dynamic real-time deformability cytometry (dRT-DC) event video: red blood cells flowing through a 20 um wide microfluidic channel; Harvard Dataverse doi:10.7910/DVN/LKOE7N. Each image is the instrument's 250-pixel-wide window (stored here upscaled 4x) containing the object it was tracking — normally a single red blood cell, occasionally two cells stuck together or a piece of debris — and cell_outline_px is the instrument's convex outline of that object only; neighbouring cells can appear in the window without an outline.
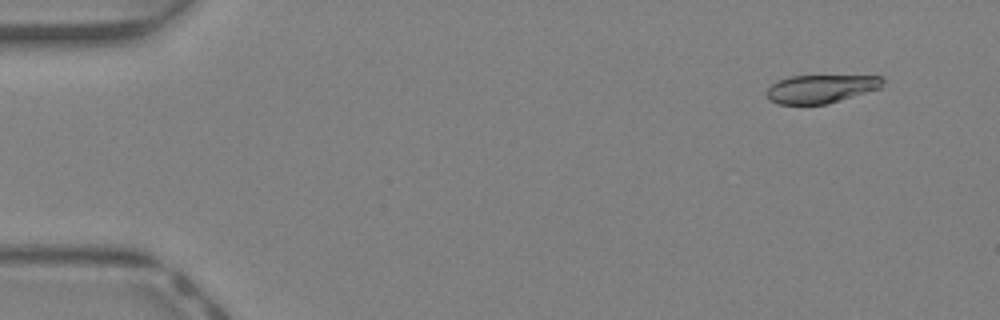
{"species": "Egyptian fruit bat (a non-hibernating species)", "species_latin": "Rousettus aegyptiacus", "temperature_condition": "warm", "stored_images_in_passage": 17, "camera_frame_rate_fps": 3000, "um_per_image_px": 0.085, "animal": {"sex": "female"}, "frame": {"image": 1, "passage_image": 1, "time_ms": 0.0, "image_size_px": [1000, 320], "cell_outline_px": [[884, 80], [880, 88], [840, 100], [824, 104], [776, 104], [768, 96], [768, 88], [776, 80], [788, 76], [880, 76]], "centroid_in_image_um": [69.75, 7.54], "position_along_channel_um": 15.2, "area_um2": 18.84}}
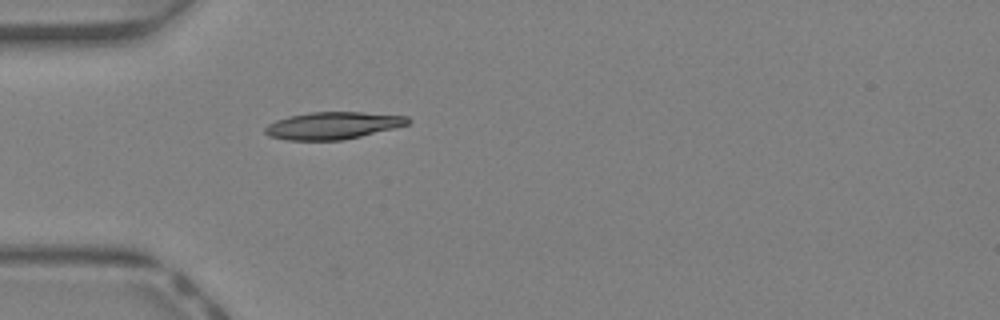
{"frame": {"image": 2, "passage_image": 11, "time_ms": 3.333, "image_size_px": [1000, 320], "cell_outline_px": [[412, 120], [408, 124], [344, 140], [288, 140], [268, 136], [264, 132], [264, 128], [268, 124], [276, 120], [288, 116], [312, 112], [364, 112], [408, 116]], "centroid_in_image_um": [28.27, 10.66], "position_along_channel_um": 56.7, "area_um2": 22.6}}
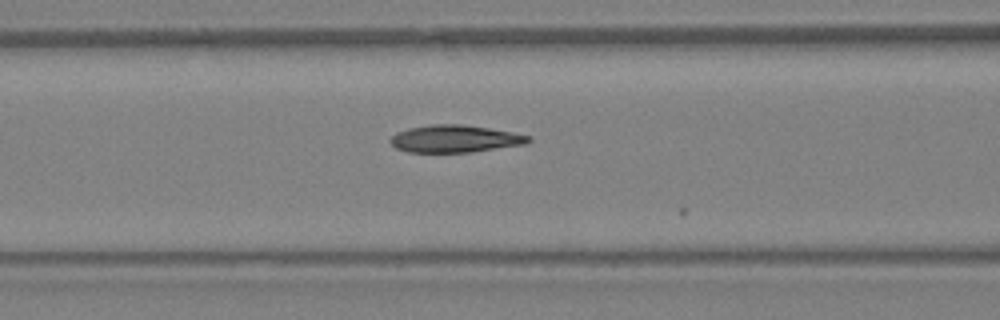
{"frame": {"image": 3, "passage_image": 16, "time_ms": 5.0, "image_size_px": [1000, 320], "cell_outline_px": [[532, 140], [524, 144], [472, 152], [408, 152], [396, 148], [388, 140], [396, 132], [408, 128], [432, 124], [460, 124], [488, 128], [512, 132], [528, 136]], "centroid_in_image_um": [38.62, 11.79], "position_along_channel_um": 128.0, "area_um2": 21.85}}